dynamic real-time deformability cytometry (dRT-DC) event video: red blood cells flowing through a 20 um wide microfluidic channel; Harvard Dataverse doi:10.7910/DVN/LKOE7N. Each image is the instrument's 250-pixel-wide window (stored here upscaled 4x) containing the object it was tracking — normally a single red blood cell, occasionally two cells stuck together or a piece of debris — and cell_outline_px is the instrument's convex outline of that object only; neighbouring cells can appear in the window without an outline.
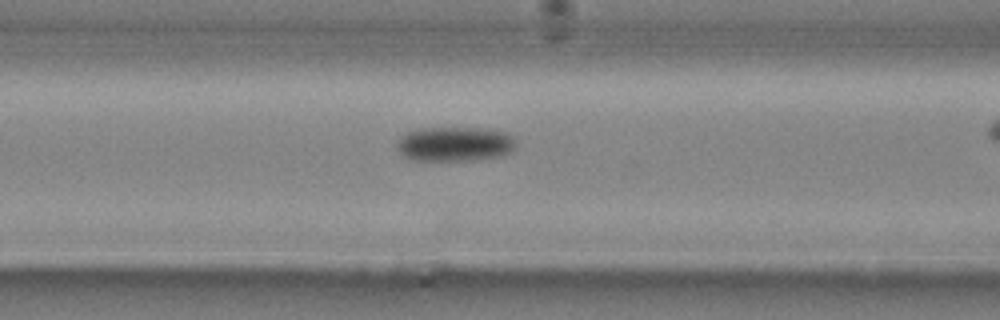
{"species": "common noctule bat (a hibernating species)", "species_latin": "Nyctalus noctula", "temperature_condition": "cold", "stored_images_in_passage": 24, "camera_frame_rate_fps": 3000, "um_per_image_px": 0.085, "animal": {"sex": "male", "body_mass_g": 20.4}, "frame": {"image": 1, "passage_image": 6, "time_ms": 1.667, "image_size_px": [1000, 320], "cell_outline_px": [[516, 148], [512, 152], [504, 156], [476, 160], [408, 160], [400, 156], [396, 148], [396, 144], [400, 136], [416, 128], [484, 128], [508, 132], [516, 140]], "centroid_in_image_um": [38.66, 12.25], "position_along_channel_um": 127.9, "area_um2": 24.74}}
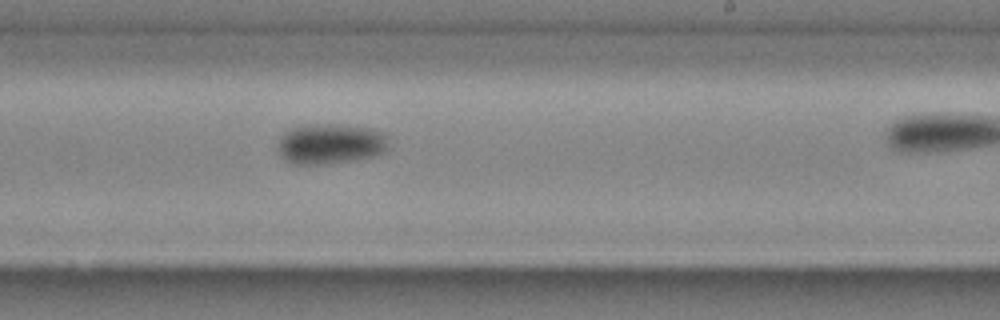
{"frame": {"image": 2, "passage_image": 15, "time_ms": 4.667, "image_size_px": [1000, 320], "cell_outline_px": [[388, 148], [384, 152], [372, 156], [352, 160], [324, 164], [292, 164], [284, 160], [280, 152], [280, 140], [292, 128], [304, 124], [348, 124], [372, 128], [388, 136]], "centroid_in_image_um": [28.14, 12.21], "position_along_channel_um": 260.9, "area_um2": 26.01}}
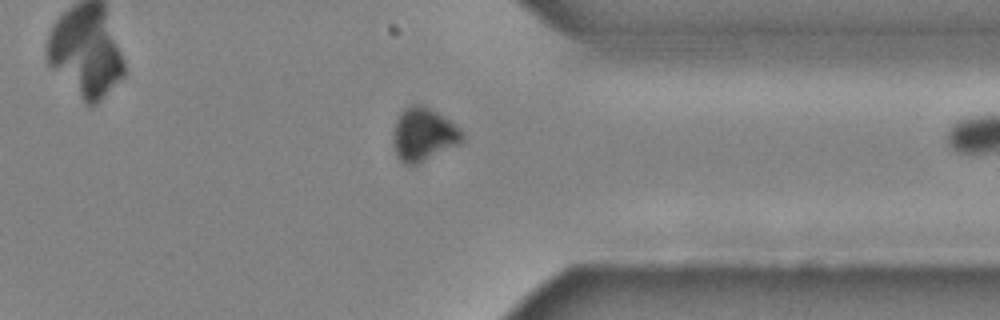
{"frame": {"image": 3, "passage_image": 23, "time_ms": 7.333, "image_size_px": [1000, 320], "cell_outline_px": [[464, 140], [460, 144], [412, 168], [404, 164], [396, 156], [396, 120], [400, 112], [404, 108], [412, 104], [420, 104], [428, 108], [456, 124], [460, 128], [464, 136]], "centroid_in_image_um": [36.05, 11.48], "position_along_channel_um": 375.4, "area_um2": 21.33}}